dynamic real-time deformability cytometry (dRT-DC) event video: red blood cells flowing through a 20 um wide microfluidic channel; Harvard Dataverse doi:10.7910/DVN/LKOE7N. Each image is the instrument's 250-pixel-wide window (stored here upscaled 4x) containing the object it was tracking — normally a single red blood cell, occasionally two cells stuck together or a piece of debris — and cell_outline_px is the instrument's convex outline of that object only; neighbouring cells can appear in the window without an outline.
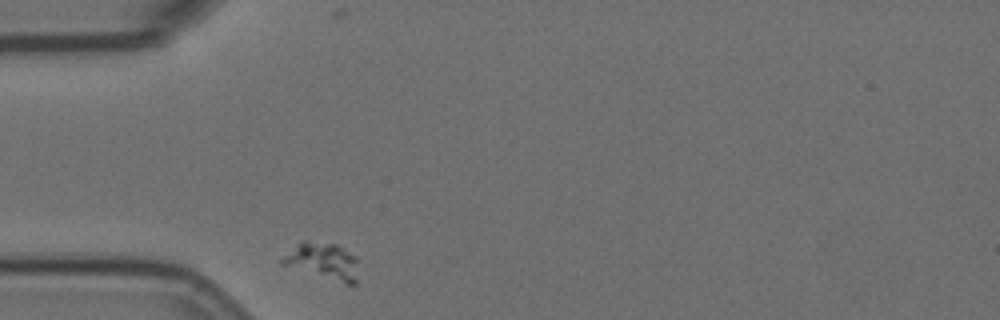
{"species": "Egyptian fruit bat (a non-hibernating species)", "species_latin": "Rousettus aegyptiacus", "temperature_condition": "room temperature", "stored_images_in_passage": 33, "camera_frame_rate_fps": 3000, "um_per_image_px": 0.085, "animal": {"sex": "female"}, "frame": {"image": 1, "passage_image": 1, "time_ms": 0.0, "image_size_px": [1000, 320], "cell_outline_px": [[356, 284], [344, 284], [280, 264], [280, 260], [296, 244], [304, 240], [336, 244], [344, 248], [356, 256]], "centroid_in_image_um": [27.44, 22.19], "position_along_channel_um": 57.6, "area_um2": 16.18}}
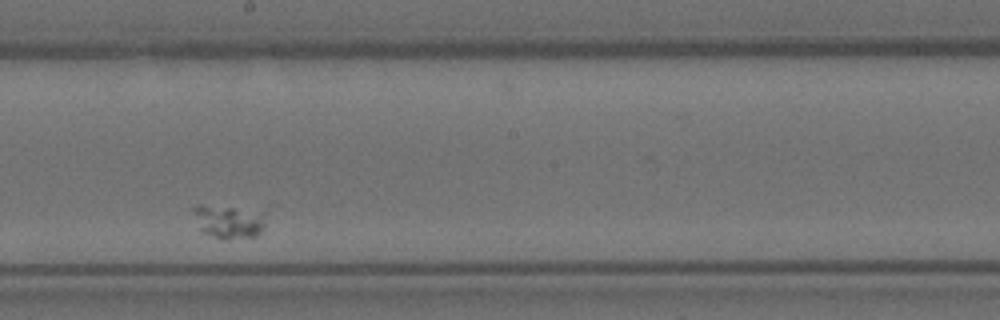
{"frame": {"image": 2, "passage_image": 19, "time_ms": 6.0, "image_size_px": [1000, 320], "cell_outline_px": [[264, 228], [256, 236], [216, 236], [200, 232], [192, 212], [192, 208], [200, 204], [264, 212]], "centroid_in_image_um": [19.39, 18.79], "position_along_channel_um": 228.8, "area_um2": 13.41}}
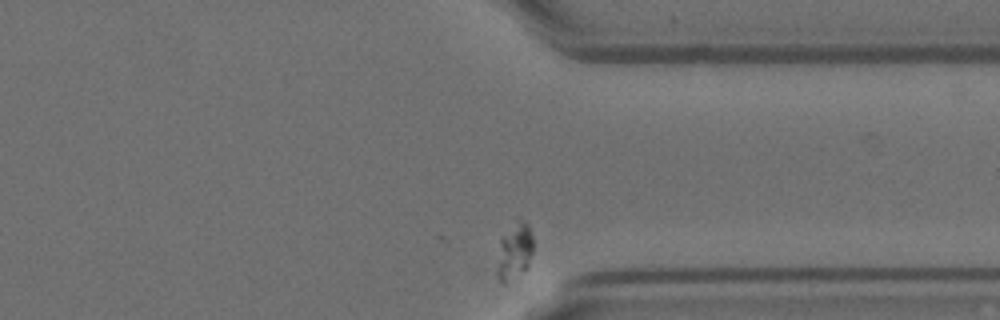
{"frame": {"image": 3, "passage_image": 33, "time_ms": 10.667, "image_size_px": [1000, 320], "cell_outline_px": [[532, 252], [528, 264], [524, 268], [504, 284], [500, 284], [496, 276], [496, 272], [500, 236], [516, 216], [520, 216], [528, 224], [532, 236]], "centroid_in_image_um": [43.68, 21.24], "position_along_channel_um": 367.7, "area_um2": 12.25}}